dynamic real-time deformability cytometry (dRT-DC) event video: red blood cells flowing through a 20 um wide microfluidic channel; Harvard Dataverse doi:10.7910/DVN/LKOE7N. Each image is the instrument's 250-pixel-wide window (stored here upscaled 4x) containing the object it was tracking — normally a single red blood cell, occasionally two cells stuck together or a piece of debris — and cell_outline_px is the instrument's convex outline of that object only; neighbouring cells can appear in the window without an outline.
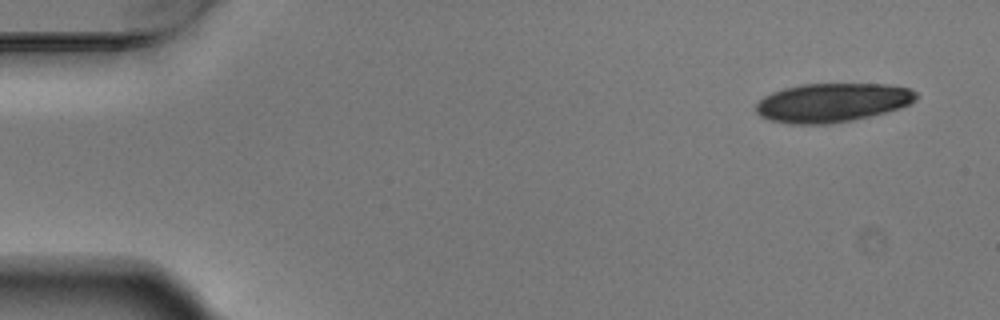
{"species": "Egyptian fruit bat (a non-hibernating species)", "species_latin": "Rousettus aegyptiacus", "temperature_condition": "warm", "stored_images_in_passage": 5, "camera_frame_rate_fps": 3000, "um_per_image_px": 0.085, "animal": {"sex": "male"}, "frame": {"image": 1, "passage_image": 1, "time_ms": 0.0, "image_size_px": [1000, 320], "cell_outline_px": [[916, 100], [900, 108], [852, 120], [828, 124], [788, 124], [768, 120], [760, 116], [756, 112], [756, 104], [764, 96], [772, 92], [784, 88], [800, 84], [888, 84], [908, 88], [916, 92]], "centroid_in_image_um": [70.7, 8.72], "position_along_channel_um": 14.3, "area_um2": 36.3}}